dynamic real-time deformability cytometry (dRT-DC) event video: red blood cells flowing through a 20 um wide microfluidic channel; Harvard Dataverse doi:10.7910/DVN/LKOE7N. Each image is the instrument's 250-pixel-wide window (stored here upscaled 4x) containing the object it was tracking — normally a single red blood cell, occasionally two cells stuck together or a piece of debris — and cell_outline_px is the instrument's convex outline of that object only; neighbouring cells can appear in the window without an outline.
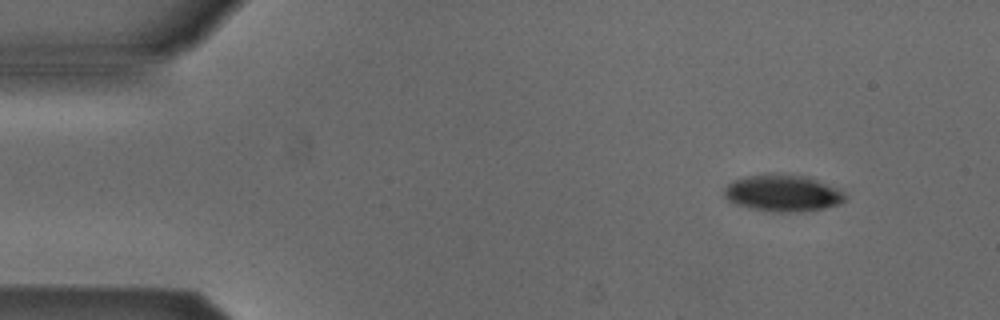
{"species": "Egyptian fruit bat (a non-hibernating species)", "species_latin": "Rousettus aegyptiacus", "temperature_condition": "cold", "stored_images_in_passage": 4, "segment_of_instrument_passage": [1, 2], "camera_frame_rate_fps": 3000, "um_per_image_px": 0.085, "animal": {"sex": "male"}, "frame": {"image": 1, "passage_image": 1, "time_ms": 0.0, "image_size_px": [1000, 320], "cell_outline_px": [[848, 196], [840, 204], [824, 208], [800, 212], [780, 212], [748, 208], [736, 204], [728, 200], [724, 196], [724, 188], [732, 180], [744, 176], [800, 176], [816, 180], [840, 188]], "centroid_in_image_um": [66.55, 16.45], "position_along_channel_um": 18.4, "area_um2": 25.37}}